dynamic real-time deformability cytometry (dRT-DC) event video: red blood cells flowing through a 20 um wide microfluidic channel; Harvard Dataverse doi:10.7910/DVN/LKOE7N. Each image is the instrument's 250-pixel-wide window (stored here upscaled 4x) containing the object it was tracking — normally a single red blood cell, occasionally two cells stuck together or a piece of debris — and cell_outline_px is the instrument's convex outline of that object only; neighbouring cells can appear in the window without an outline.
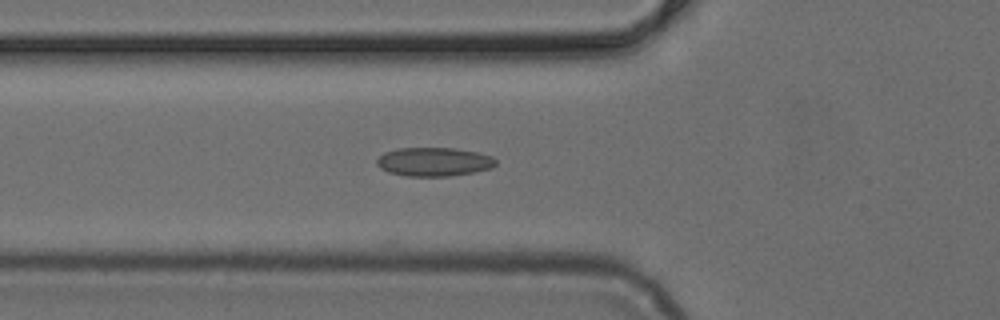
{"species": "common noctule bat (a hibernating species)", "species_latin": "Nyctalus noctula", "temperature_condition": "cold", "stored_images_in_passage": 34, "camera_frame_rate_fps": 3000, "um_per_image_px": 0.085, "animal": {"sex": "female", "body_mass_g": 24.6, "forearm_length_mm": 56.2}, "frame": {"image": 1, "passage_image": 2, "time_ms": 0.333, "image_size_px": [1000, 320], "cell_outline_px": [[496, 164], [492, 168], [472, 172], [448, 176], [408, 176], [388, 172], [380, 168], [376, 164], [376, 160], [384, 152], [396, 148], [456, 148], [476, 152], [492, 156], [496, 160]], "centroid_in_image_um": [36.86, 13.74], "position_along_channel_um": 88.9, "area_um2": 19.94}}
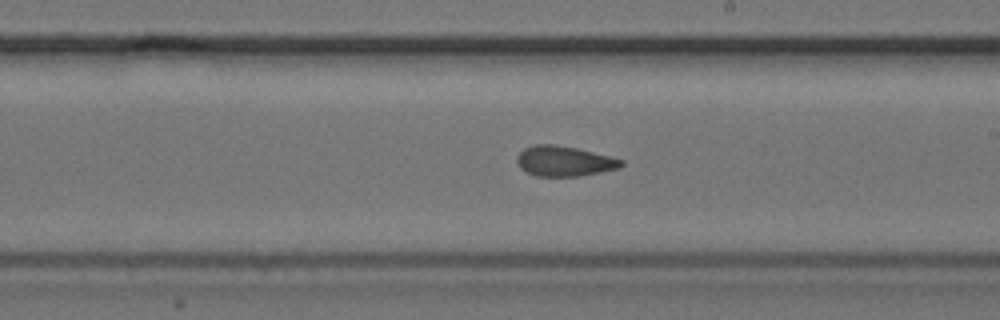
{"frame": {"image": 2, "passage_image": 13, "time_ms": 4.0, "image_size_px": [1000, 320], "cell_outline_px": [[624, 164], [620, 168], [580, 176], [536, 176], [520, 168], [516, 160], [516, 156], [524, 148], [536, 144], [552, 144], [576, 148], [612, 156], [624, 160]], "centroid_in_image_um": [47.98, 13.69], "position_along_channel_um": 241.0, "area_um2": 18.44}}
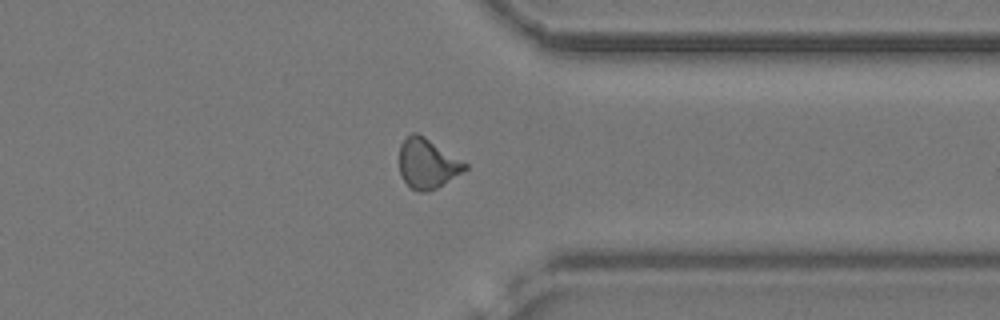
{"frame": {"image": 3, "passage_image": 23, "time_ms": 7.333, "image_size_px": [1000, 320], "cell_outline_px": [[468, 168], [436, 188], [428, 192], [420, 192], [412, 188], [404, 180], [400, 172], [400, 144], [412, 132], [416, 132], [424, 136], [468, 164]], "centroid_in_image_um": [36.32, 13.89], "position_along_channel_um": 375.1, "area_um2": 18.73}}